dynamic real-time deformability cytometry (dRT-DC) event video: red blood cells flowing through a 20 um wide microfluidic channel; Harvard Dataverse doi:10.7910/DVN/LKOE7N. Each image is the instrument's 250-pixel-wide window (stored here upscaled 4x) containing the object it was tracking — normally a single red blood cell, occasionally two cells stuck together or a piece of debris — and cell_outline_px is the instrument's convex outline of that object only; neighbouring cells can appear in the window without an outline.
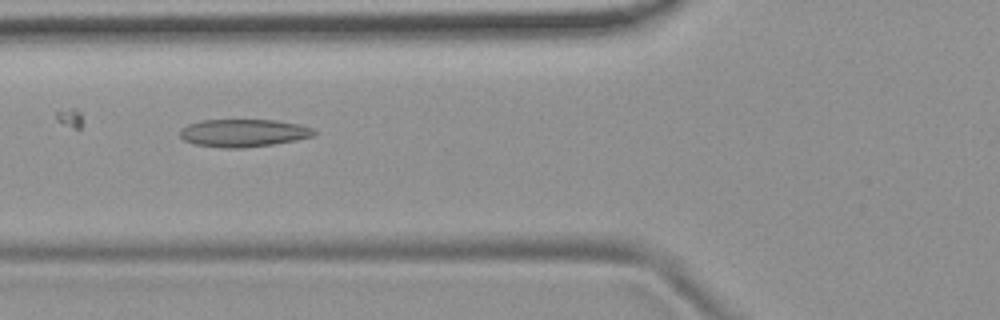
{"species": "common noctule bat (a hibernating species)", "species_latin": "Nyctalus noctula", "temperature_condition": "room temperature", "stored_images_in_passage": 41, "camera_frame_rate_fps": 3000, "um_per_image_px": 0.085, "animal": {"sex": "female", "body_mass_g": 19.9}, "frame": {"image": 1, "passage_image": 11, "time_ms": 3.333, "image_size_px": [1000, 320], "cell_outline_px": [[316, 132], [312, 136], [296, 140], [272, 144], [244, 148], [224, 148], [196, 144], [184, 140], [180, 136], [180, 128], [188, 124], [200, 120], [276, 120], [300, 124], [312, 128]], "centroid_in_image_um": [20.68, 11.29], "position_along_channel_um": 105.1, "area_um2": 21.62}}
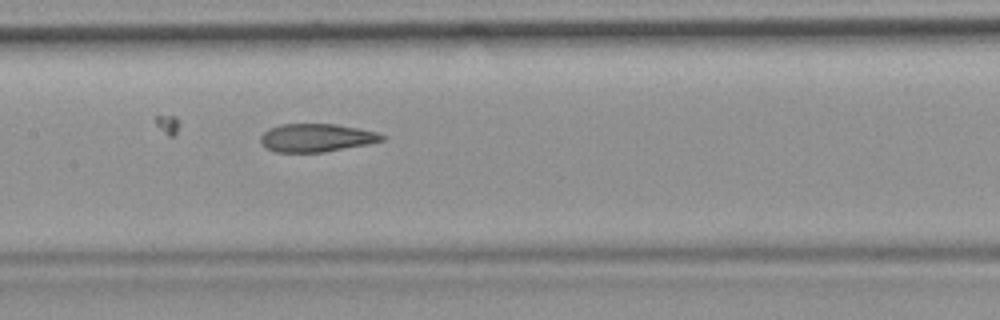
{"frame": {"image": 2, "passage_image": 17, "time_ms": 5.333, "image_size_px": [1000, 320], "cell_outline_px": [[388, 136], [384, 140], [368, 144], [324, 152], [276, 152], [260, 144], [260, 136], [268, 128], [280, 124], [336, 124], [376, 132]], "centroid_in_image_um": [26.88, 11.71], "position_along_channel_um": 180.5, "area_um2": 19.94}}
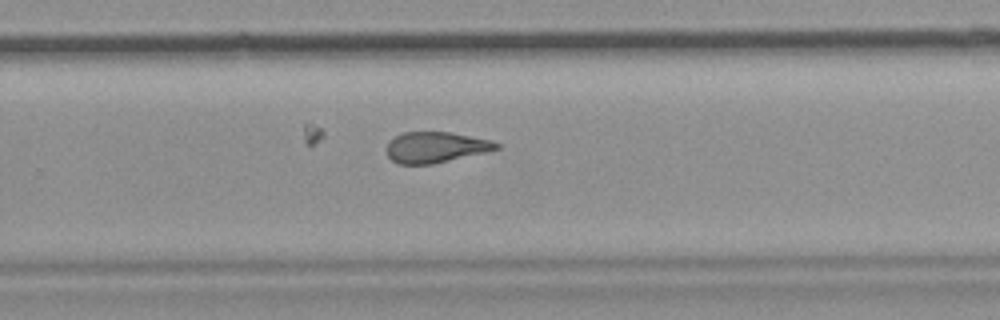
{"frame": {"image": 3, "passage_image": 26, "time_ms": 8.333, "image_size_px": [1000, 320], "cell_outline_px": [[500, 148], [484, 152], [432, 164], [396, 164], [388, 156], [388, 140], [404, 132], [448, 132], [492, 140], [500, 144]], "centroid_in_image_um": [37.01, 12.51], "position_along_channel_um": 292.8, "area_um2": 19.48}, "authors_computed_cell_mechanics": {"area_um2": 21.2126, "velocity_mm_per_s": 3.7615, "shape_relaxation_time_tau1_ms": null, "shape_relaxation_time_tau2_ms": 2.8064, "deformation_change_tau1": null, "deformation_change_tau2": 0.117}}